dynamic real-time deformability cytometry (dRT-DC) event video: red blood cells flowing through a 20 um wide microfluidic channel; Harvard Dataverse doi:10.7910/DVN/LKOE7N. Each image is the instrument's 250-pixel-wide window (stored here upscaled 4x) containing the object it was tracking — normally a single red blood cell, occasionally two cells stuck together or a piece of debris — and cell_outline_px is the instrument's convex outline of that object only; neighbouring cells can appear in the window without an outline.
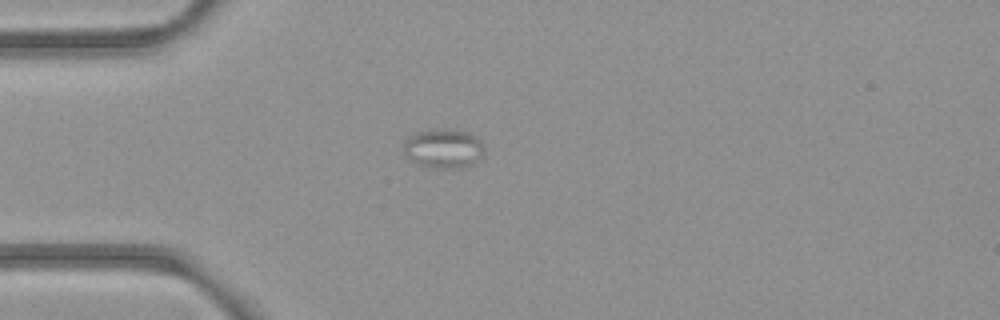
{"species": "common noctule bat (a hibernating species)", "species_latin": "Nyctalus noctula", "temperature_condition": "room temperature", "stored_images_in_passage": 1, "camera_frame_rate_fps": 3000, "um_per_image_px": 0.085, "animal": {"sex": "female", "body_mass_g": 21.9}, "frame": {"image": 1, "passage_image": 1, "time_ms": 0.0, "image_size_px": [1000, 320], "cell_outline_px": [[484, 156], [472, 164], [464, 168], [432, 168], [420, 164], [412, 160], [404, 152], [404, 140], [416, 132], [468, 132], [480, 140], [484, 152]], "centroid_in_image_um": [37.73, 12.69], "position_along_channel_um": 47.3, "area_um2": 17.69}}